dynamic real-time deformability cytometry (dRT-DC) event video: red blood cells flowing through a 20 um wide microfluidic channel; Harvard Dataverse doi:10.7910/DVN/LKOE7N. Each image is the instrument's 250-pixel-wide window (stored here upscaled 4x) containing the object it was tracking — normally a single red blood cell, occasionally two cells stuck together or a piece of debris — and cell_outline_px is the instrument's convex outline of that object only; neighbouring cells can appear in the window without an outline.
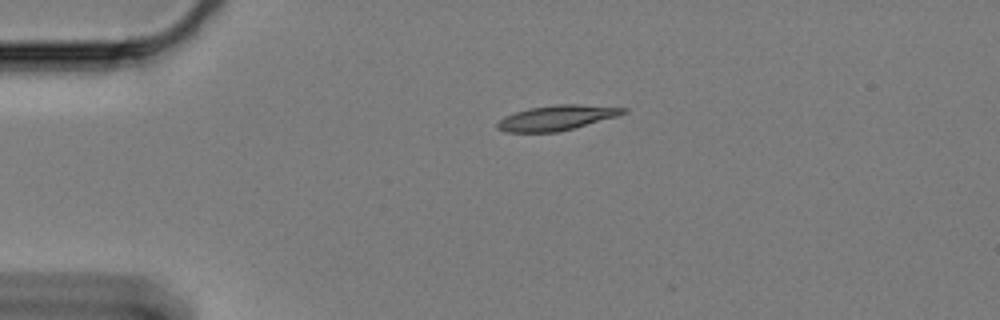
{"species": "Egyptian fruit bat (a non-hibernating species)", "species_latin": "Rousettus aegyptiacus", "temperature_condition": "cold", "stored_images_in_passage": 40, "camera_frame_rate_fps": 3000, "um_per_image_px": 0.085, "animal": {"sex": "female"}, "frame": {"image": 1, "passage_image": 1, "time_ms": 0.0, "image_size_px": [1000, 320], "cell_outline_px": [[628, 112], [616, 116], [572, 128], [556, 132], [504, 132], [496, 128], [496, 124], [504, 116], [528, 108], [556, 104], [580, 104], [628, 108]], "centroid_in_image_um": [47.28, 10.0], "position_along_channel_um": 37.7, "area_um2": 18.21}}
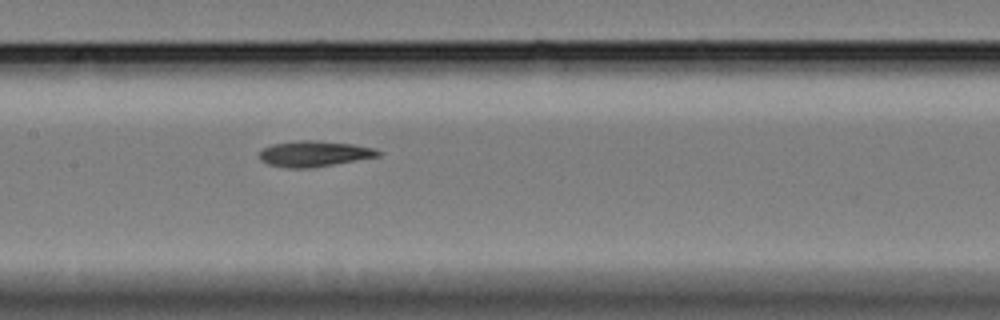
{"frame": {"image": 2, "passage_image": 17, "time_ms": 5.333, "image_size_px": [1000, 320], "cell_outline_px": [[380, 156], [308, 168], [288, 168], [268, 164], [260, 160], [260, 152], [264, 148], [272, 144], [300, 140], [316, 140], [352, 144], [372, 148], [380, 152]], "centroid_in_image_um": [26.67, 13.06], "position_along_channel_um": 180.7, "area_um2": 17.51}}
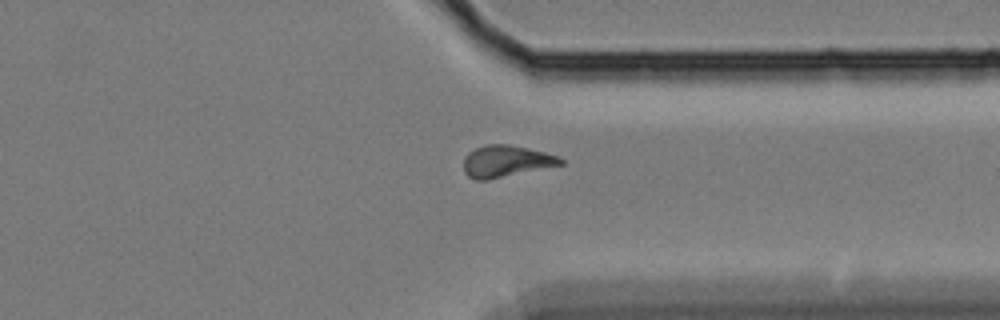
{"frame": {"image": 3, "passage_image": 34, "time_ms": 11.0, "image_size_px": [1000, 320], "cell_outline_px": [[564, 164], [488, 180], [476, 180], [468, 176], [464, 172], [464, 156], [468, 152], [476, 148], [488, 144], [508, 144], [528, 148], [544, 152], [556, 156], [564, 160]], "centroid_in_image_um": [42.99, 13.71], "position_along_channel_um": 368.4, "area_um2": 17.86}, "authors_computed_cell_mechanics": {"area_um2": 17.4845, "velocity_mm_per_s": 3.319, "shape_relaxation_time_tau1_ms": 3.8038, "shape_relaxation_time_tau2_ms": 4.8424, "deformation_change_tau1": 0.1548, "deformation_change_tau2": 0.1233}}